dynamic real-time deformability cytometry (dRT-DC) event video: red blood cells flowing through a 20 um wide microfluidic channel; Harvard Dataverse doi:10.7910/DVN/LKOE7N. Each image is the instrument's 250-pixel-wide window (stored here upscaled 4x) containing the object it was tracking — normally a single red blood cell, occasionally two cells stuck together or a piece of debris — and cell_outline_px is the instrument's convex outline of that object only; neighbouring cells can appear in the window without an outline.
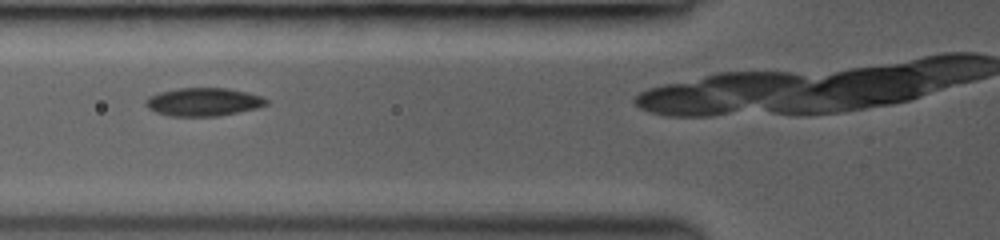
{"species": "common noctule bat (a hibernating species)", "species_latin": "Nyctalus noctula", "temperature_condition": "room temperature", "stored_images_in_passage": 8, "camera_frame_rate_fps": 3000, "um_per_image_px": 0.085, "animal": {"sex": "female", "body_mass_g": 19.0, "forearm_length_mm": 53.3}, "frame": {"image": 1, "passage_image": 4, "time_ms": 1.333, "image_size_px": [1000, 240], "cell_outline_px": [[268, 104], [256, 108], [216, 116], [168, 116], [156, 112], [148, 108], [144, 104], [144, 100], [148, 96], [160, 92], [180, 88], [228, 88], [248, 92], [260, 96], [268, 100]], "centroid_in_image_um": [17.25, 8.66], "position_along_channel_um": 108.5, "area_um2": 19.77}}
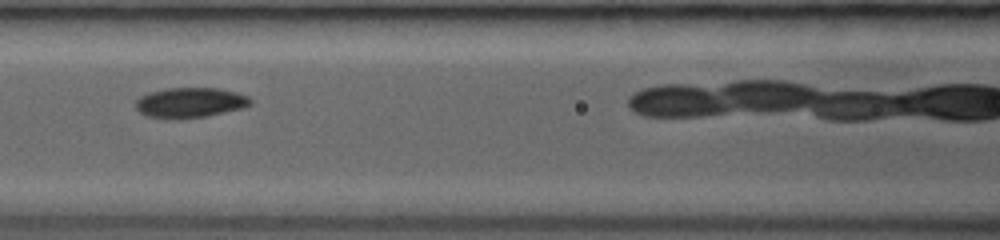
{"frame": {"image": 2, "passage_image": 7, "time_ms": 2.333, "image_size_px": [1000, 240], "cell_outline_px": [[252, 104], [240, 108], [208, 116], [168, 120], [148, 116], [140, 112], [136, 108], [136, 100], [140, 96], [148, 92], [164, 88], [216, 88], [236, 92], [248, 96], [252, 100]], "centroid_in_image_um": [16.12, 8.72], "position_along_channel_um": 150.5, "area_um2": 20.29}}